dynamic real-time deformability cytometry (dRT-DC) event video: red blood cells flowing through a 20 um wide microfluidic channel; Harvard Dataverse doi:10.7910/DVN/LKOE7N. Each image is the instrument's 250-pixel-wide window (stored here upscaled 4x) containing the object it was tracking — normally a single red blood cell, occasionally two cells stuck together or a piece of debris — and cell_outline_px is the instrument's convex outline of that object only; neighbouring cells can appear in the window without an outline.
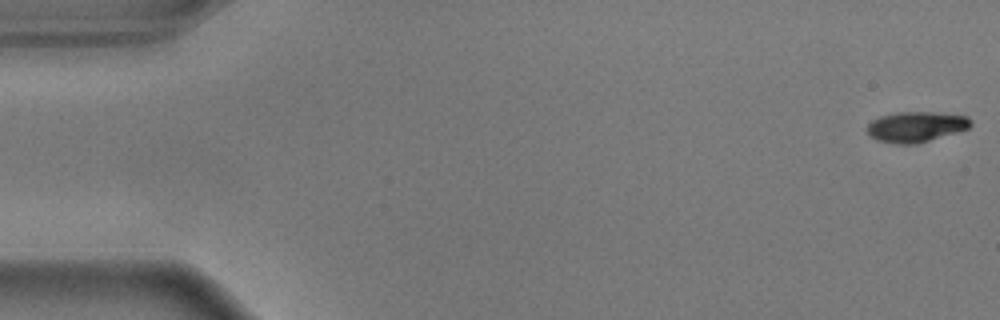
{"species": "common noctule bat (a hibernating species)", "species_latin": "Nyctalus noctula", "temperature_condition": "warm", "stored_images_in_passage": 56, "camera_frame_rate_fps": 3000, "um_per_image_px": 0.085, "animal": {"sex": "male", "body_mass_g": 17.9}, "frame": {"image": 1, "passage_image": 1, "time_ms": 0.0, "image_size_px": [1000, 320], "cell_outline_px": [[972, 124], [968, 128], [956, 132], [916, 144], [896, 144], [876, 140], [868, 132], [868, 124], [872, 120], [880, 116], [896, 112], [932, 112], [968, 116], [972, 120]], "centroid_in_image_um": [77.86, 10.77], "position_along_channel_um": 7.1, "area_um2": 18.26}}
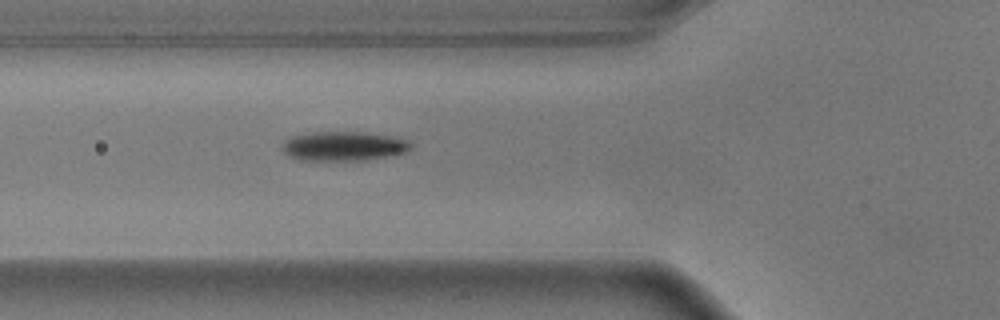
{"frame": {"image": 2, "passage_image": 20, "time_ms": 6.333, "image_size_px": [1000, 320], "cell_outline_px": [[412, 148], [404, 152], [364, 160], [300, 160], [288, 156], [280, 148], [280, 144], [284, 140], [292, 136], [308, 132], [364, 132], [392, 136], [408, 140], [412, 144]], "centroid_in_image_um": [29.14, 12.41], "position_along_channel_um": 96.7, "area_um2": 22.08}}
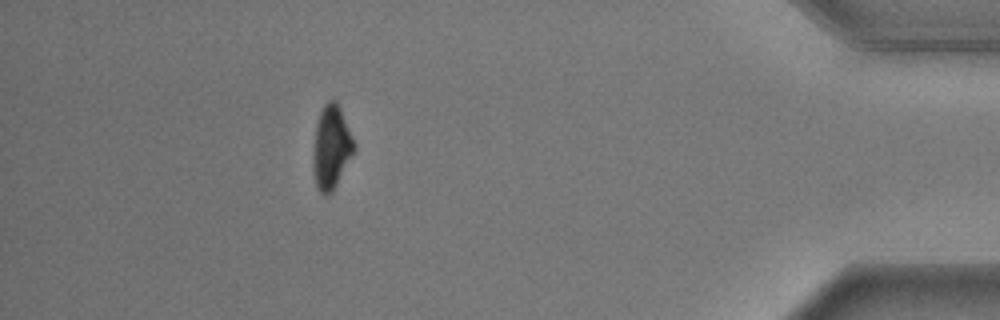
{"frame": {"image": 3, "passage_image": 50, "time_ms": 16.333, "image_size_px": [1000, 320], "cell_outline_px": [[356, 148], [332, 192], [328, 196], [324, 196], [316, 188], [312, 164], [312, 160], [316, 124], [320, 112], [324, 104], [328, 100], [336, 100], [340, 108], [356, 144]], "centroid_in_image_um": [28.15, 12.54], "position_along_channel_um": 407.1, "area_um2": 20.0}, "authors_computed_cell_mechanics": {"area_um2": 20.6924, "velocity_mm_per_s": 3.6244, "shape_relaxation_time_tau1_ms": 1.9126, "shape_relaxation_time_tau2_ms": 2.203, "deformation_change_tau1": 0.1796, "deformation_change_tau2": 0.0686}}